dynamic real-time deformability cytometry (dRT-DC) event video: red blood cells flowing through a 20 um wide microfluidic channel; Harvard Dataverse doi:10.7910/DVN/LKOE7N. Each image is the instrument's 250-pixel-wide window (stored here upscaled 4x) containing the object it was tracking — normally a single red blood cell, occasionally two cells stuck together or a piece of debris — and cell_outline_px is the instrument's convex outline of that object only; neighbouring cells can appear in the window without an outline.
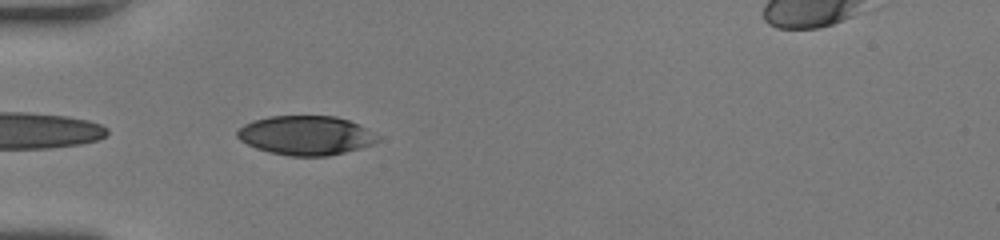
{"species": "human", "species_latin": "Homo sapiens", "temperature_condition": "room temperature", "stored_images_in_passage": 10, "camera_frame_rate_fps": 3000, "um_per_image_px": 0.085, "donor": {"sex": "female"}, "frame": {"image": 1, "passage_image": 1, "time_ms": 0.0, "image_size_px": [1000, 240], "cell_outline_px": [[380, 140], [372, 144], [360, 148], [328, 156], [292, 156], [268, 152], [256, 148], [240, 140], [236, 136], [236, 132], [244, 124], [252, 120], [268, 116], [336, 116], [348, 120], [380, 136]], "centroid_in_image_um": [25.97, 11.51], "position_along_channel_um": 59.0, "area_um2": 32.02}}
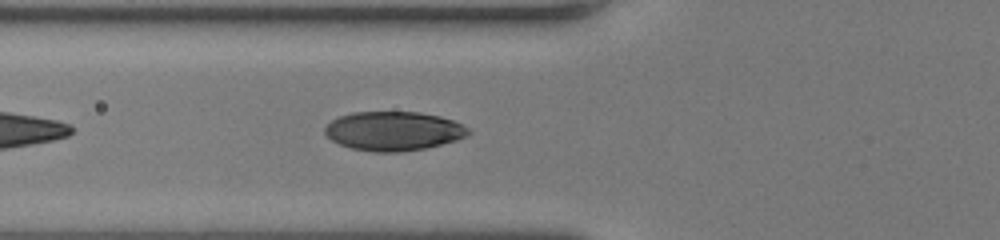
{"frame": {"image": 2, "passage_image": 4, "time_ms": 1.0, "image_size_px": [1000, 240], "cell_outline_px": [[472, 132], [456, 140], [424, 148], [400, 152], [372, 152], [352, 148], [340, 144], [332, 140], [324, 132], [324, 128], [332, 120], [340, 116], [352, 112], [420, 112], [440, 116], [452, 120], [468, 128]], "centroid_in_image_um": [33.43, 11.13], "position_along_channel_um": 92.4, "area_um2": 32.48}}
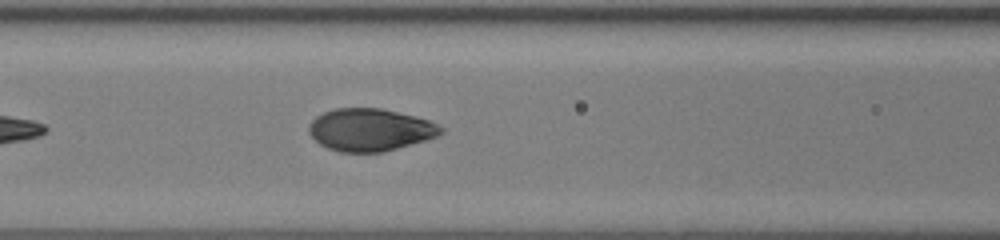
{"frame": {"image": 3, "passage_image": 7, "time_ms": 2.0, "image_size_px": [1000, 240], "cell_outline_px": [[444, 132], [436, 136], [424, 140], [384, 152], [340, 152], [328, 148], [320, 144], [308, 132], [308, 124], [316, 116], [324, 112], [336, 108], [380, 108], [416, 116], [428, 120], [444, 128]], "centroid_in_image_um": [31.44, 11.03], "position_along_channel_um": 135.2, "area_um2": 32.54}}